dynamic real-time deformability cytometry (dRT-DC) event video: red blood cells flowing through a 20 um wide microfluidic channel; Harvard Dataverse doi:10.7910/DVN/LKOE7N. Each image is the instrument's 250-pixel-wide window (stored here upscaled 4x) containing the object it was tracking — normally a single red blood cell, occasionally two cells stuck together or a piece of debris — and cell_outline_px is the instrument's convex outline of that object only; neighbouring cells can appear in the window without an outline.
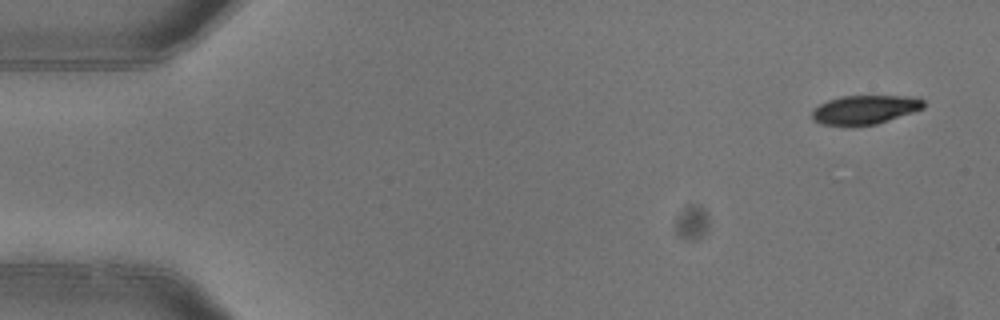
{"species": "common noctule bat (a hibernating species)", "species_latin": "Nyctalus noctula", "temperature_condition": "warm", "stored_images_in_passage": 4, "camera_frame_rate_fps": 3000, "um_per_image_px": 0.085, "animal": {"sex": "female"}, "frame": {"image": 1, "passage_image": 1, "time_ms": 0.0, "image_size_px": [1000, 320], "cell_outline_px": [[924, 108], [876, 124], [824, 124], [812, 120], [812, 108], [828, 100], [840, 96], [908, 96], [924, 100]], "centroid_in_image_um": [73.49, 9.29], "position_along_channel_um": 11.5, "area_um2": 18.38}}
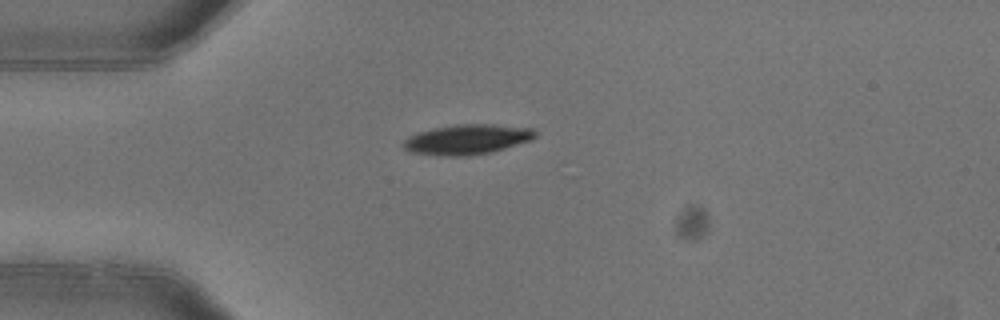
{"frame": {"image": 2, "passage_image": 4, "time_ms": 1.0, "image_size_px": [1000, 320], "cell_outline_px": [[536, 136], [532, 140], [504, 148], [488, 152], [468, 156], [440, 156], [412, 152], [404, 148], [400, 144], [408, 136], [416, 132], [436, 128], [460, 124], [492, 124], [536, 128]], "centroid_in_image_um": [39.7, 11.85], "position_along_channel_um": 45.3, "area_um2": 23.12}}